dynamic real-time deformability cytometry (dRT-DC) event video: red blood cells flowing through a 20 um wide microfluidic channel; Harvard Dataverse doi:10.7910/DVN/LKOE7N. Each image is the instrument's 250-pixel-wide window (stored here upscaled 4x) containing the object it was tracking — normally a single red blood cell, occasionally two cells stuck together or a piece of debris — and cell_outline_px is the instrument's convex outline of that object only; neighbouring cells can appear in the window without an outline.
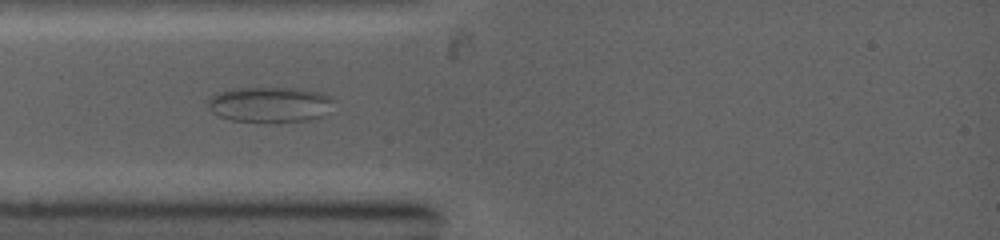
{"species": "common noctule bat (a hibernating species)", "species_latin": "Nyctalus noctula", "temperature_condition": "warm", "stored_images_in_passage": 30, "camera_frame_rate_fps": 5000, "um_per_image_px": 0.085, "animal": {"sex": "female", "body_mass_g": 19.0, "forearm_length_mm": 53.3}, "frame": {"image": 1, "passage_image": 2, "time_ms": 0.4, "image_size_px": [1000, 240], "cell_outline_px": [[336, 100], [320, 116], [308, 120], [232, 120], [220, 116], [212, 112], [208, 108], [208, 100], [212, 96], [220, 92], [240, 88], [296, 88], [320, 92], [332, 96]], "centroid_in_image_um": [22.95, 8.84], "position_along_channel_um": 62.1, "area_um2": 25.14}}
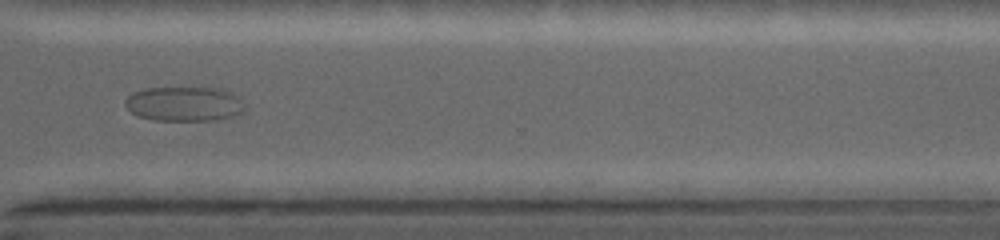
{"frame": {"image": 2, "passage_image": 18, "time_ms": 7.6, "image_size_px": [1000, 240], "cell_outline_px": [[244, 112], [232, 116], [216, 120], [152, 120], [136, 116], [124, 104], [124, 100], [132, 92], [148, 88], [220, 88], [236, 96], [244, 108]], "centroid_in_image_um": [15.6, 8.84], "position_along_channel_um": 355.0, "area_um2": 23.93}}
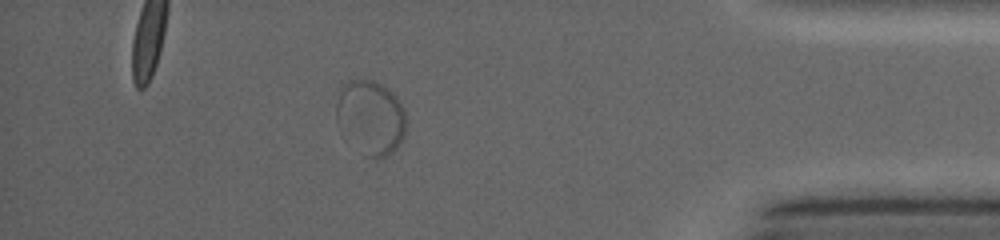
{"frame": {"image": 3, "passage_image": 23, "time_ms": 9.8, "image_size_px": [1000, 240], "cell_outline_px": [[404, 136], [396, 148], [388, 156], [380, 160], [376, 160], [364, 156], [336, 124], [336, 104], [340, 84], [348, 80], [372, 80], [388, 88], [392, 92], [404, 108]], "centroid_in_image_um": [31.47, 9.99], "position_along_channel_um": 403.7, "area_um2": 30.46}}